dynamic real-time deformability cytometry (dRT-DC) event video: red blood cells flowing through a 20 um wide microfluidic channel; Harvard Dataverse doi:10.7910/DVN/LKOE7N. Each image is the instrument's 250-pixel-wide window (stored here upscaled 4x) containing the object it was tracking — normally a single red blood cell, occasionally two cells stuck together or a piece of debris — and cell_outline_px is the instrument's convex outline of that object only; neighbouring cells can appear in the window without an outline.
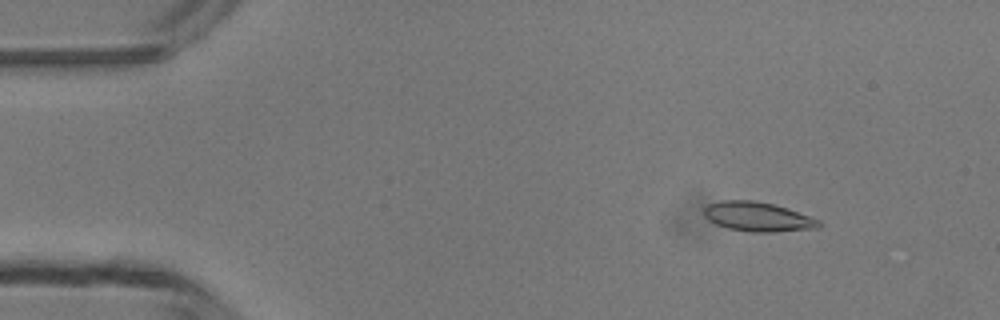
{"species": "common noctule bat (a hibernating species)", "species_latin": "Nyctalus noctula", "temperature_condition": "room temperature", "stored_images_in_passage": 48, "camera_frame_rate_fps": 3000, "um_per_image_px": 0.085, "animal": {"sex": "male", "body_mass_g": 13.3}, "frame": {"image": 1, "passage_image": 6, "time_ms": 1.667, "image_size_px": [1000, 320], "cell_outline_px": [[820, 228], [776, 232], [752, 232], [728, 228], [716, 224], [708, 220], [704, 216], [704, 208], [708, 204], [720, 200], [752, 200], [776, 204], [788, 208], [820, 220]], "centroid_in_image_um": [64.41, 18.42], "position_along_channel_um": 20.6, "area_um2": 19.88}}
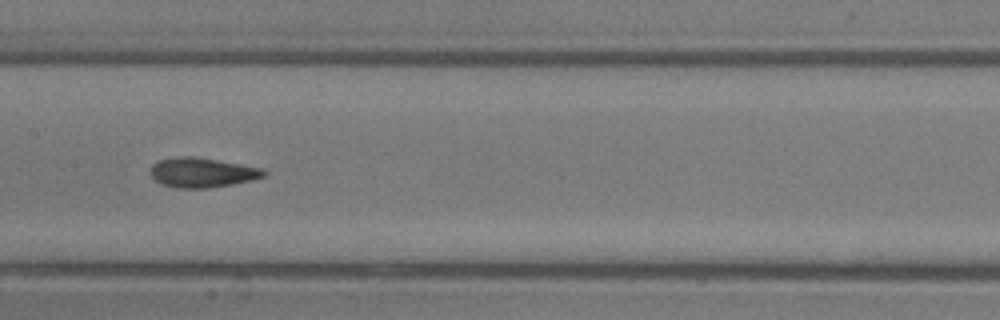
{"frame": {"image": 2, "passage_image": 24, "time_ms": 7.667, "image_size_px": [1000, 320], "cell_outline_px": [[268, 176], [252, 180], [232, 184], [208, 188], [176, 188], [160, 184], [148, 172], [152, 164], [160, 160], [176, 156], [192, 156], [264, 168], [268, 172]], "centroid_in_image_um": [17.19, 14.67], "position_along_channel_um": 190.2, "area_um2": 19.83}}
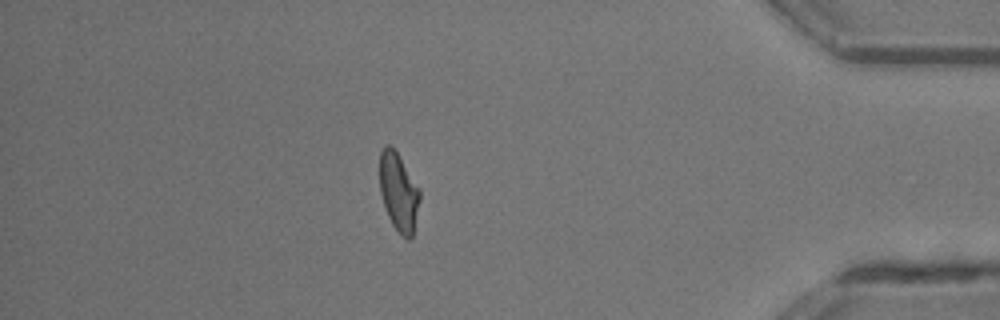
{"frame": {"image": 3, "passage_image": 42, "time_ms": 13.667, "image_size_px": [1000, 320], "cell_outline_px": [[420, 200], [412, 240], [408, 240], [400, 236], [392, 224], [388, 216], [380, 192], [380, 152], [384, 144], [392, 144], [420, 188]], "centroid_in_image_um": [33.9, 16.32], "position_along_channel_um": 401.3, "area_um2": 18.67}, "authors_computed_cell_mechanics": {"area_um2": 19.1607, "velocity_mm_per_s": 4.2617, "shape_relaxation_time_tau1_ms": 3.9039, "shape_relaxation_time_tau2_ms": 1.7444, "deformation_change_tau1": 0.1571, "deformation_change_tau2": 0.0816}}